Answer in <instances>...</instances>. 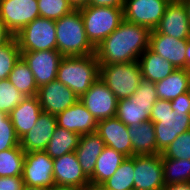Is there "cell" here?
I'll return each mask as SVG.
<instances>
[{
    "mask_svg": "<svg viewBox=\"0 0 190 190\" xmlns=\"http://www.w3.org/2000/svg\"><path fill=\"white\" fill-rule=\"evenodd\" d=\"M150 32L147 27L123 20L119 27L95 48L99 64L138 61L141 54L149 48Z\"/></svg>",
    "mask_w": 190,
    "mask_h": 190,
    "instance_id": "6da1fadb",
    "label": "cell"
},
{
    "mask_svg": "<svg viewBox=\"0 0 190 190\" xmlns=\"http://www.w3.org/2000/svg\"><path fill=\"white\" fill-rule=\"evenodd\" d=\"M150 121L154 123L157 154H162L179 135L190 130V113L172 110L171 101L163 99L154 103Z\"/></svg>",
    "mask_w": 190,
    "mask_h": 190,
    "instance_id": "7a4b0ae2",
    "label": "cell"
},
{
    "mask_svg": "<svg viewBox=\"0 0 190 190\" xmlns=\"http://www.w3.org/2000/svg\"><path fill=\"white\" fill-rule=\"evenodd\" d=\"M100 64L95 54L63 57L56 79L70 88L79 98L100 77Z\"/></svg>",
    "mask_w": 190,
    "mask_h": 190,
    "instance_id": "3957f363",
    "label": "cell"
},
{
    "mask_svg": "<svg viewBox=\"0 0 190 190\" xmlns=\"http://www.w3.org/2000/svg\"><path fill=\"white\" fill-rule=\"evenodd\" d=\"M57 50L64 56L95 54V47L87 39L81 12H72L55 20Z\"/></svg>",
    "mask_w": 190,
    "mask_h": 190,
    "instance_id": "277c9868",
    "label": "cell"
},
{
    "mask_svg": "<svg viewBox=\"0 0 190 190\" xmlns=\"http://www.w3.org/2000/svg\"><path fill=\"white\" fill-rule=\"evenodd\" d=\"M78 9L81 12L87 39L95 48L124 20L123 7L84 5Z\"/></svg>",
    "mask_w": 190,
    "mask_h": 190,
    "instance_id": "5b68a950",
    "label": "cell"
},
{
    "mask_svg": "<svg viewBox=\"0 0 190 190\" xmlns=\"http://www.w3.org/2000/svg\"><path fill=\"white\" fill-rule=\"evenodd\" d=\"M158 100L155 84L142 80L135 93L117 103L116 117L126 126L150 120V112Z\"/></svg>",
    "mask_w": 190,
    "mask_h": 190,
    "instance_id": "8992f818",
    "label": "cell"
},
{
    "mask_svg": "<svg viewBox=\"0 0 190 190\" xmlns=\"http://www.w3.org/2000/svg\"><path fill=\"white\" fill-rule=\"evenodd\" d=\"M99 77L118 100L132 96L143 80L138 61L100 65Z\"/></svg>",
    "mask_w": 190,
    "mask_h": 190,
    "instance_id": "52a82bcc",
    "label": "cell"
},
{
    "mask_svg": "<svg viewBox=\"0 0 190 190\" xmlns=\"http://www.w3.org/2000/svg\"><path fill=\"white\" fill-rule=\"evenodd\" d=\"M20 51L57 50L55 20L38 17L15 35Z\"/></svg>",
    "mask_w": 190,
    "mask_h": 190,
    "instance_id": "ba28073f",
    "label": "cell"
},
{
    "mask_svg": "<svg viewBox=\"0 0 190 190\" xmlns=\"http://www.w3.org/2000/svg\"><path fill=\"white\" fill-rule=\"evenodd\" d=\"M171 0H124V20L155 30Z\"/></svg>",
    "mask_w": 190,
    "mask_h": 190,
    "instance_id": "9c48e42d",
    "label": "cell"
},
{
    "mask_svg": "<svg viewBox=\"0 0 190 190\" xmlns=\"http://www.w3.org/2000/svg\"><path fill=\"white\" fill-rule=\"evenodd\" d=\"M38 17L37 0H0V19L14 36Z\"/></svg>",
    "mask_w": 190,
    "mask_h": 190,
    "instance_id": "30bf717a",
    "label": "cell"
},
{
    "mask_svg": "<svg viewBox=\"0 0 190 190\" xmlns=\"http://www.w3.org/2000/svg\"><path fill=\"white\" fill-rule=\"evenodd\" d=\"M22 178L29 187L54 186L53 159L45 151L25 153Z\"/></svg>",
    "mask_w": 190,
    "mask_h": 190,
    "instance_id": "8fae6325",
    "label": "cell"
},
{
    "mask_svg": "<svg viewBox=\"0 0 190 190\" xmlns=\"http://www.w3.org/2000/svg\"><path fill=\"white\" fill-rule=\"evenodd\" d=\"M79 100L97 121L116 116L118 99L100 78Z\"/></svg>",
    "mask_w": 190,
    "mask_h": 190,
    "instance_id": "7c38bea8",
    "label": "cell"
},
{
    "mask_svg": "<svg viewBox=\"0 0 190 190\" xmlns=\"http://www.w3.org/2000/svg\"><path fill=\"white\" fill-rule=\"evenodd\" d=\"M165 186L162 156H134V190H162Z\"/></svg>",
    "mask_w": 190,
    "mask_h": 190,
    "instance_id": "4fadbf2b",
    "label": "cell"
},
{
    "mask_svg": "<svg viewBox=\"0 0 190 190\" xmlns=\"http://www.w3.org/2000/svg\"><path fill=\"white\" fill-rule=\"evenodd\" d=\"M21 57L32 71L37 87L56 79L59 64L64 57L58 50L21 51Z\"/></svg>",
    "mask_w": 190,
    "mask_h": 190,
    "instance_id": "5bb4252c",
    "label": "cell"
},
{
    "mask_svg": "<svg viewBox=\"0 0 190 190\" xmlns=\"http://www.w3.org/2000/svg\"><path fill=\"white\" fill-rule=\"evenodd\" d=\"M37 97L43 112L55 116L79 100L70 88L57 79L39 87Z\"/></svg>",
    "mask_w": 190,
    "mask_h": 190,
    "instance_id": "9a60e30c",
    "label": "cell"
},
{
    "mask_svg": "<svg viewBox=\"0 0 190 190\" xmlns=\"http://www.w3.org/2000/svg\"><path fill=\"white\" fill-rule=\"evenodd\" d=\"M54 184L57 186L91 188L89 178L82 171L77 155L74 152L53 159Z\"/></svg>",
    "mask_w": 190,
    "mask_h": 190,
    "instance_id": "2e32d148",
    "label": "cell"
},
{
    "mask_svg": "<svg viewBox=\"0 0 190 190\" xmlns=\"http://www.w3.org/2000/svg\"><path fill=\"white\" fill-rule=\"evenodd\" d=\"M155 31L179 40L190 38V22L187 9L181 0H171L169 2Z\"/></svg>",
    "mask_w": 190,
    "mask_h": 190,
    "instance_id": "e0dca14e",
    "label": "cell"
},
{
    "mask_svg": "<svg viewBox=\"0 0 190 190\" xmlns=\"http://www.w3.org/2000/svg\"><path fill=\"white\" fill-rule=\"evenodd\" d=\"M187 40H179L166 34L150 32L149 49L169 61L176 69H186Z\"/></svg>",
    "mask_w": 190,
    "mask_h": 190,
    "instance_id": "ac0fdd59",
    "label": "cell"
},
{
    "mask_svg": "<svg viewBox=\"0 0 190 190\" xmlns=\"http://www.w3.org/2000/svg\"><path fill=\"white\" fill-rule=\"evenodd\" d=\"M105 143V146L113 148L126 157L133 156L131 138L128 133V126L116 116L98 121L96 131Z\"/></svg>",
    "mask_w": 190,
    "mask_h": 190,
    "instance_id": "d6986e66",
    "label": "cell"
},
{
    "mask_svg": "<svg viewBox=\"0 0 190 190\" xmlns=\"http://www.w3.org/2000/svg\"><path fill=\"white\" fill-rule=\"evenodd\" d=\"M57 126L79 135L97 131L98 121L78 100L75 104L56 115Z\"/></svg>",
    "mask_w": 190,
    "mask_h": 190,
    "instance_id": "ffe728a7",
    "label": "cell"
},
{
    "mask_svg": "<svg viewBox=\"0 0 190 190\" xmlns=\"http://www.w3.org/2000/svg\"><path fill=\"white\" fill-rule=\"evenodd\" d=\"M56 127V116L42 112L35 126L20 138V147L25 153L45 151Z\"/></svg>",
    "mask_w": 190,
    "mask_h": 190,
    "instance_id": "44dd1931",
    "label": "cell"
},
{
    "mask_svg": "<svg viewBox=\"0 0 190 190\" xmlns=\"http://www.w3.org/2000/svg\"><path fill=\"white\" fill-rule=\"evenodd\" d=\"M42 112L37 95L26 96L10 112L9 116L19 139L35 126Z\"/></svg>",
    "mask_w": 190,
    "mask_h": 190,
    "instance_id": "7402d4cb",
    "label": "cell"
},
{
    "mask_svg": "<svg viewBox=\"0 0 190 190\" xmlns=\"http://www.w3.org/2000/svg\"><path fill=\"white\" fill-rule=\"evenodd\" d=\"M104 147L105 143L97 132L81 135L75 153L88 178L93 174L98 156Z\"/></svg>",
    "mask_w": 190,
    "mask_h": 190,
    "instance_id": "603a6c76",
    "label": "cell"
},
{
    "mask_svg": "<svg viewBox=\"0 0 190 190\" xmlns=\"http://www.w3.org/2000/svg\"><path fill=\"white\" fill-rule=\"evenodd\" d=\"M126 158L122 153L105 146L98 156L93 174L89 177L91 188H99L112 177Z\"/></svg>",
    "mask_w": 190,
    "mask_h": 190,
    "instance_id": "cb8c5ba5",
    "label": "cell"
},
{
    "mask_svg": "<svg viewBox=\"0 0 190 190\" xmlns=\"http://www.w3.org/2000/svg\"><path fill=\"white\" fill-rule=\"evenodd\" d=\"M128 133L131 138L133 156L157 154L155 129L152 121L129 126Z\"/></svg>",
    "mask_w": 190,
    "mask_h": 190,
    "instance_id": "d4e9b609",
    "label": "cell"
},
{
    "mask_svg": "<svg viewBox=\"0 0 190 190\" xmlns=\"http://www.w3.org/2000/svg\"><path fill=\"white\" fill-rule=\"evenodd\" d=\"M143 80L156 83L170 75L176 68L160 55L147 48L138 60Z\"/></svg>",
    "mask_w": 190,
    "mask_h": 190,
    "instance_id": "484cf974",
    "label": "cell"
},
{
    "mask_svg": "<svg viewBox=\"0 0 190 190\" xmlns=\"http://www.w3.org/2000/svg\"><path fill=\"white\" fill-rule=\"evenodd\" d=\"M155 84L158 99L172 101L188 91L190 72L186 69H176L166 78Z\"/></svg>",
    "mask_w": 190,
    "mask_h": 190,
    "instance_id": "4316f807",
    "label": "cell"
},
{
    "mask_svg": "<svg viewBox=\"0 0 190 190\" xmlns=\"http://www.w3.org/2000/svg\"><path fill=\"white\" fill-rule=\"evenodd\" d=\"M81 135L59 126L56 127L45 152L56 159L77 149Z\"/></svg>",
    "mask_w": 190,
    "mask_h": 190,
    "instance_id": "83f0119b",
    "label": "cell"
},
{
    "mask_svg": "<svg viewBox=\"0 0 190 190\" xmlns=\"http://www.w3.org/2000/svg\"><path fill=\"white\" fill-rule=\"evenodd\" d=\"M7 79L24 96H35L38 93L34 75L22 57L16 62Z\"/></svg>",
    "mask_w": 190,
    "mask_h": 190,
    "instance_id": "f1b7e54d",
    "label": "cell"
},
{
    "mask_svg": "<svg viewBox=\"0 0 190 190\" xmlns=\"http://www.w3.org/2000/svg\"><path fill=\"white\" fill-rule=\"evenodd\" d=\"M99 190H134V156L127 157Z\"/></svg>",
    "mask_w": 190,
    "mask_h": 190,
    "instance_id": "f546056e",
    "label": "cell"
},
{
    "mask_svg": "<svg viewBox=\"0 0 190 190\" xmlns=\"http://www.w3.org/2000/svg\"><path fill=\"white\" fill-rule=\"evenodd\" d=\"M24 159L20 145L0 152V177H22Z\"/></svg>",
    "mask_w": 190,
    "mask_h": 190,
    "instance_id": "4dcf8cb0",
    "label": "cell"
},
{
    "mask_svg": "<svg viewBox=\"0 0 190 190\" xmlns=\"http://www.w3.org/2000/svg\"><path fill=\"white\" fill-rule=\"evenodd\" d=\"M165 185L190 182V160L162 158Z\"/></svg>",
    "mask_w": 190,
    "mask_h": 190,
    "instance_id": "1f68e13d",
    "label": "cell"
},
{
    "mask_svg": "<svg viewBox=\"0 0 190 190\" xmlns=\"http://www.w3.org/2000/svg\"><path fill=\"white\" fill-rule=\"evenodd\" d=\"M20 57L21 51L15 36L9 42L0 46V80L8 78Z\"/></svg>",
    "mask_w": 190,
    "mask_h": 190,
    "instance_id": "d6a6232c",
    "label": "cell"
},
{
    "mask_svg": "<svg viewBox=\"0 0 190 190\" xmlns=\"http://www.w3.org/2000/svg\"><path fill=\"white\" fill-rule=\"evenodd\" d=\"M40 17L58 20L75 9L70 0H37Z\"/></svg>",
    "mask_w": 190,
    "mask_h": 190,
    "instance_id": "836d02e7",
    "label": "cell"
},
{
    "mask_svg": "<svg viewBox=\"0 0 190 190\" xmlns=\"http://www.w3.org/2000/svg\"><path fill=\"white\" fill-rule=\"evenodd\" d=\"M25 97L8 79L0 80V111L9 115Z\"/></svg>",
    "mask_w": 190,
    "mask_h": 190,
    "instance_id": "e575fe53",
    "label": "cell"
},
{
    "mask_svg": "<svg viewBox=\"0 0 190 190\" xmlns=\"http://www.w3.org/2000/svg\"><path fill=\"white\" fill-rule=\"evenodd\" d=\"M161 156L162 158L190 160V130L179 135Z\"/></svg>",
    "mask_w": 190,
    "mask_h": 190,
    "instance_id": "d590c367",
    "label": "cell"
},
{
    "mask_svg": "<svg viewBox=\"0 0 190 190\" xmlns=\"http://www.w3.org/2000/svg\"><path fill=\"white\" fill-rule=\"evenodd\" d=\"M20 145L10 116L0 111V152Z\"/></svg>",
    "mask_w": 190,
    "mask_h": 190,
    "instance_id": "8d00e7d4",
    "label": "cell"
},
{
    "mask_svg": "<svg viewBox=\"0 0 190 190\" xmlns=\"http://www.w3.org/2000/svg\"><path fill=\"white\" fill-rule=\"evenodd\" d=\"M24 187L22 177H0V190H23Z\"/></svg>",
    "mask_w": 190,
    "mask_h": 190,
    "instance_id": "74e56055",
    "label": "cell"
},
{
    "mask_svg": "<svg viewBox=\"0 0 190 190\" xmlns=\"http://www.w3.org/2000/svg\"><path fill=\"white\" fill-rule=\"evenodd\" d=\"M172 110H185V113H190V98L188 93L179 95L171 101Z\"/></svg>",
    "mask_w": 190,
    "mask_h": 190,
    "instance_id": "f35d334b",
    "label": "cell"
},
{
    "mask_svg": "<svg viewBox=\"0 0 190 190\" xmlns=\"http://www.w3.org/2000/svg\"><path fill=\"white\" fill-rule=\"evenodd\" d=\"M97 7H123L124 0H88V4Z\"/></svg>",
    "mask_w": 190,
    "mask_h": 190,
    "instance_id": "ab89813d",
    "label": "cell"
},
{
    "mask_svg": "<svg viewBox=\"0 0 190 190\" xmlns=\"http://www.w3.org/2000/svg\"><path fill=\"white\" fill-rule=\"evenodd\" d=\"M13 37L14 35L8 30V28L0 19V46L9 42Z\"/></svg>",
    "mask_w": 190,
    "mask_h": 190,
    "instance_id": "60d3db41",
    "label": "cell"
},
{
    "mask_svg": "<svg viewBox=\"0 0 190 190\" xmlns=\"http://www.w3.org/2000/svg\"><path fill=\"white\" fill-rule=\"evenodd\" d=\"M162 190H190V182L165 185Z\"/></svg>",
    "mask_w": 190,
    "mask_h": 190,
    "instance_id": "b9f144b4",
    "label": "cell"
},
{
    "mask_svg": "<svg viewBox=\"0 0 190 190\" xmlns=\"http://www.w3.org/2000/svg\"><path fill=\"white\" fill-rule=\"evenodd\" d=\"M186 70L190 72V38L187 39L186 46Z\"/></svg>",
    "mask_w": 190,
    "mask_h": 190,
    "instance_id": "7bdbcfd3",
    "label": "cell"
},
{
    "mask_svg": "<svg viewBox=\"0 0 190 190\" xmlns=\"http://www.w3.org/2000/svg\"><path fill=\"white\" fill-rule=\"evenodd\" d=\"M49 190H84V189L77 188V187H68V186H57V185H54L51 188H49Z\"/></svg>",
    "mask_w": 190,
    "mask_h": 190,
    "instance_id": "ee69618b",
    "label": "cell"
},
{
    "mask_svg": "<svg viewBox=\"0 0 190 190\" xmlns=\"http://www.w3.org/2000/svg\"><path fill=\"white\" fill-rule=\"evenodd\" d=\"M70 1L75 6V8H79L81 6L88 4V0H70Z\"/></svg>",
    "mask_w": 190,
    "mask_h": 190,
    "instance_id": "f6af8a7d",
    "label": "cell"
},
{
    "mask_svg": "<svg viewBox=\"0 0 190 190\" xmlns=\"http://www.w3.org/2000/svg\"><path fill=\"white\" fill-rule=\"evenodd\" d=\"M181 1L186 6L187 14H188V19H189V22H190V0H181Z\"/></svg>",
    "mask_w": 190,
    "mask_h": 190,
    "instance_id": "bcb514c9",
    "label": "cell"
},
{
    "mask_svg": "<svg viewBox=\"0 0 190 190\" xmlns=\"http://www.w3.org/2000/svg\"><path fill=\"white\" fill-rule=\"evenodd\" d=\"M23 190H49V188H43V187H29L26 186L23 188Z\"/></svg>",
    "mask_w": 190,
    "mask_h": 190,
    "instance_id": "7dc6e473",
    "label": "cell"
},
{
    "mask_svg": "<svg viewBox=\"0 0 190 190\" xmlns=\"http://www.w3.org/2000/svg\"><path fill=\"white\" fill-rule=\"evenodd\" d=\"M85 190H99L98 188H89V189H85Z\"/></svg>",
    "mask_w": 190,
    "mask_h": 190,
    "instance_id": "c3c4849f",
    "label": "cell"
},
{
    "mask_svg": "<svg viewBox=\"0 0 190 190\" xmlns=\"http://www.w3.org/2000/svg\"><path fill=\"white\" fill-rule=\"evenodd\" d=\"M187 93H188L189 98H190V86H189V89H188Z\"/></svg>",
    "mask_w": 190,
    "mask_h": 190,
    "instance_id": "681fc988",
    "label": "cell"
}]
</instances>
